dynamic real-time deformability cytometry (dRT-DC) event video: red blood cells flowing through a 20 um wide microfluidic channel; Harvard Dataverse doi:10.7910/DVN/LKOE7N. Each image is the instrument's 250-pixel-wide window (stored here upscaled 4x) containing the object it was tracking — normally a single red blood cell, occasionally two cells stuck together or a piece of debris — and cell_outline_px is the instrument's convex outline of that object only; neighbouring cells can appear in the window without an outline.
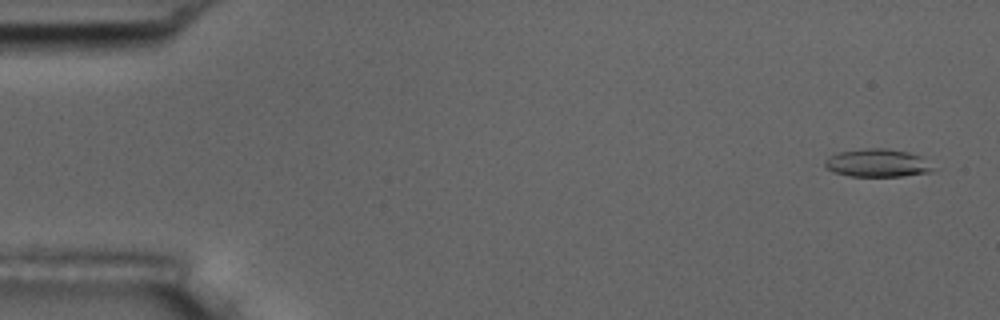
{"species": "common noctule bat (a hibernating species)", "species_latin": "Nyctalus noctula", "temperature_condition": "room temperature", "stored_images_in_passage": 5, "camera_frame_rate_fps": 3000, "um_per_image_px": 0.085, "animal": {"sex": "male", "body_mass_g": 17.5, "forearm_length_mm": 52.3}, "frame": {"image": 1, "passage_image": 1, "time_ms": 0.0, "image_size_px": [1000, 320], "cell_outline_px": [[932, 172], [900, 176], [848, 176], [832, 172], [824, 164], [824, 160], [828, 156], [840, 152], [864, 148], [888, 148], [908, 152], [920, 156], [932, 168]], "centroid_in_image_um": [74.52, 13.85], "position_along_channel_um": 10.5, "area_um2": 17.51}}